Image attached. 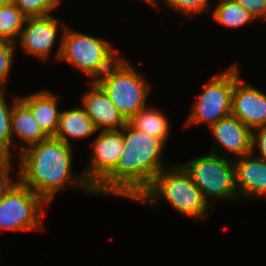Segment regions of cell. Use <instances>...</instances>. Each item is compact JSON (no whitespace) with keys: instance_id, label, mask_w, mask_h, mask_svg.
<instances>
[{"instance_id":"8","label":"cell","mask_w":266,"mask_h":266,"mask_svg":"<svg viewBox=\"0 0 266 266\" xmlns=\"http://www.w3.org/2000/svg\"><path fill=\"white\" fill-rule=\"evenodd\" d=\"M239 77L236 64L223 73L213 75L199 94L187 125L205 122L210 127L231 114L232 93Z\"/></svg>"},{"instance_id":"19","label":"cell","mask_w":266,"mask_h":266,"mask_svg":"<svg viewBox=\"0 0 266 266\" xmlns=\"http://www.w3.org/2000/svg\"><path fill=\"white\" fill-rule=\"evenodd\" d=\"M26 17L10 1L0 9V40L16 44L17 37H20Z\"/></svg>"},{"instance_id":"14","label":"cell","mask_w":266,"mask_h":266,"mask_svg":"<svg viewBox=\"0 0 266 266\" xmlns=\"http://www.w3.org/2000/svg\"><path fill=\"white\" fill-rule=\"evenodd\" d=\"M234 159L235 186L239 199L241 192L256 199L266 196V161L251 154Z\"/></svg>"},{"instance_id":"26","label":"cell","mask_w":266,"mask_h":266,"mask_svg":"<svg viewBox=\"0 0 266 266\" xmlns=\"http://www.w3.org/2000/svg\"><path fill=\"white\" fill-rule=\"evenodd\" d=\"M255 19L266 17V0H235Z\"/></svg>"},{"instance_id":"7","label":"cell","mask_w":266,"mask_h":266,"mask_svg":"<svg viewBox=\"0 0 266 266\" xmlns=\"http://www.w3.org/2000/svg\"><path fill=\"white\" fill-rule=\"evenodd\" d=\"M44 204L47 203L38 194L17 180L0 198V229H42L44 226L41 215Z\"/></svg>"},{"instance_id":"15","label":"cell","mask_w":266,"mask_h":266,"mask_svg":"<svg viewBox=\"0 0 266 266\" xmlns=\"http://www.w3.org/2000/svg\"><path fill=\"white\" fill-rule=\"evenodd\" d=\"M32 112L42 131L48 137H55L61 111L57 107L58 97L49 91H39L19 98Z\"/></svg>"},{"instance_id":"6","label":"cell","mask_w":266,"mask_h":266,"mask_svg":"<svg viewBox=\"0 0 266 266\" xmlns=\"http://www.w3.org/2000/svg\"><path fill=\"white\" fill-rule=\"evenodd\" d=\"M182 166L190 174L193 183L201 190L207 202L208 198L239 200L235 186L234 163L226 156L219 157L215 148L210 154L194 158Z\"/></svg>"},{"instance_id":"4","label":"cell","mask_w":266,"mask_h":266,"mask_svg":"<svg viewBox=\"0 0 266 266\" xmlns=\"http://www.w3.org/2000/svg\"><path fill=\"white\" fill-rule=\"evenodd\" d=\"M63 32L56 58L81 69L89 78H94L93 82L120 59L115 57L112 45L105 39L81 34L68 27H63Z\"/></svg>"},{"instance_id":"3","label":"cell","mask_w":266,"mask_h":266,"mask_svg":"<svg viewBox=\"0 0 266 266\" xmlns=\"http://www.w3.org/2000/svg\"><path fill=\"white\" fill-rule=\"evenodd\" d=\"M161 198L177 212L189 217L204 219L208 211V202L182 165H170V170L164 168L160 171L137 200L151 205Z\"/></svg>"},{"instance_id":"10","label":"cell","mask_w":266,"mask_h":266,"mask_svg":"<svg viewBox=\"0 0 266 266\" xmlns=\"http://www.w3.org/2000/svg\"><path fill=\"white\" fill-rule=\"evenodd\" d=\"M20 37L21 48L42 60L49 57L57 39L59 21L52 15L43 17H29L25 20Z\"/></svg>"},{"instance_id":"22","label":"cell","mask_w":266,"mask_h":266,"mask_svg":"<svg viewBox=\"0 0 266 266\" xmlns=\"http://www.w3.org/2000/svg\"><path fill=\"white\" fill-rule=\"evenodd\" d=\"M26 17H43L60 4L61 0H11Z\"/></svg>"},{"instance_id":"21","label":"cell","mask_w":266,"mask_h":266,"mask_svg":"<svg viewBox=\"0 0 266 266\" xmlns=\"http://www.w3.org/2000/svg\"><path fill=\"white\" fill-rule=\"evenodd\" d=\"M5 89L0 88V153L11 155V114L12 106H9L6 102L5 96H3Z\"/></svg>"},{"instance_id":"1","label":"cell","mask_w":266,"mask_h":266,"mask_svg":"<svg viewBox=\"0 0 266 266\" xmlns=\"http://www.w3.org/2000/svg\"><path fill=\"white\" fill-rule=\"evenodd\" d=\"M122 131H125L122 155L115 168L93 189V193L137 200L164 169L162 152L166 144L154 136L136 130L128 122Z\"/></svg>"},{"instance_id":"18","label":"cell","mask_w":266,"mask_h":266,"mask_svg":"<svg viewBox=\"0 0 266 266\" xmlns=\"http://www.w3.org/2000/svg\"><path fill=\"white\" fill-rule=\"evenodd\" d=\"M128 123L136 130L154 136L166 144V140L168 139L167 136L170 133V131H168L169 122L162 112L145 107L138 111Z\"/></svg>"},{"instance_id":"9","label":"cell","mask_w":266,"mask_h":266,"mask_svg":"<svg viewBox=\"0 0 266 266\" xmlns=\"http://www.w3.org/2000/svg\"><path fill=\"white\" fill-rule=\"evenodd\" d=\"M93 153L90 166L82 174L93 190L116 166L123 150V132L120 130H102L93 140Z\"/></svg>"},{"instance_id":"20","label":"cell","mask_w":266,"mask_h":266,"mask_svg":"<svg viewBox=\"0 0 266 266\" xmlns=\"http://www.w3.org/2000/svg\"><path fill=\"white\" fill-rule=\"evenodd\" d=\"M214 19L227 27L238 28L255 18L235 0H221L213 12Z\"/></svg>"},{"instance_id":"23","label":"cell","mask_w":266,"mask_h":266,"mask_svg":"<svg viewBox=\"0 0 266 266\" xmlns=\"http://www.w3.org/2000/svg\"><path fill=\"white\" fill-rule=\"evenodd\" d=\"M156 1L158 0H151L150 4L158 8L159 4ZM163 1L167 5L169 4L171 8H173L174 10L183 12L186 15L190 14L189 16L191 17L209 9L208 0H163Z\"/></svg>"},{"instance_id":"28","label":"cell","mask_w":266,"mask_h":266,"mask_svg":"<svg viewBox=\"0 0 266 266\" xmlns=\"http://www.w3.org/2000/svg\"><path fill=\"white\" fill-rule=\"evenodd\" d=\"M11 0H0V9L3 8L7 3H9Z\"/></svg>"},{"instance_id":"25","label":"cell","mask_w":266,"mask_h":266,"mask_svg":"<svg viewBox=\"0 0 266 266\" xmlns=\"http://www.w3.org/2000/svg\"><path fill=\"white\" fill-rule=\"evenodd\" d=\"M11 159L12 156L0 153V198L14 184L10 177Z\"/></svg>"},{"instance_id":"12","label":"cell","mask_w":266,"mask_h":266,"mask_svg":"<svg viewBox=\"0 0 266 266\" xmlns=\"http://www.w3.org/2000/svg\"><path fill=\"white\" fill-rule=\"evenodd\" d=\"M91 88L82 97V105L87 115L93 121L96 129L120 130L127 121L111 102L105 91L96 83L91 82Z\"/></svg>"},{"instance_id":"11","label":"cell","mask_w":266,"mask_h":266,"mask_svg":"<svg viewBox=\"0 0 266 266\" xmlns=\"http://www.w3.org/2000/svg\"><path fill=\"white\" fill-rule=\"evenodd\" d=\"M231 114L252 131L266 125V94L251 85L236 80L232 93Z\"/></svg>"},{"instance_id":"5","label":"cell","mask_w":266,"mask_h":266,"mask_svg":"<svg viewBox=\"0 0 266 266\" xmlns=\"http://www.w3.org/2000/svg\"><path fill=\"white\" fill-rule=\"evenodd\" d=\"M96 83L127 122L147 105L150 86L127 60L120 58Z\"/></svg>"},{"instance_id":"16","label":"cell","mask_w":266,"mask_h":266,"mask_svg":"<svg viewBox=\"0 0 266 266\" xmlns=\"http://www.w3.org/2000/svg\"><path fill=\"white\" fill-rule=\"evenodd\" d=\"M11 114V135L12 143L13 135H17L22 141L27 143V146H18L20 152L34 144L48 139L49 137L42 131L41 127L34 119L31 110L17 97L13 100Z\"/></svg>"},{"instance_id":"13","label":"cell","mask_w":266,"mask_h":266,"mask_svg":"<svg viewBox=\"0 0 266 266\" xmlns=\"http://www.w3.org/2000/svg\"><path fill=\"white\" fill-rule=\"evenodd\" d=\"M216 143L236 158L252 154V130L237 117L229 114L210 126Z\"/></svg>"},{"instance_id":"24","label":"cell","mask_w":266,"mask_h":266,"mask_svg":"<svg viewBox=\"0 0 266 266\" xmlns=\"http://www.w3.org/2000/svg\"><path fill=\"white\" fill-rule=\"evenodd\" d=\"M16 44L0 40V88H5Z\"/></svg>"},{"instance_id":"17","label":"cell","mask_w":266,"mask_h":266,"mask_svg":"<svg viewBox=\"0 0 266 266\" xmlns=\"http://www.w3.org/2000/svg\"><path fill=\"white\" fill-rule=\"evenodd\" d=\"M97 131L85 109L76 108L68 111L65 110L64 112L61 111L58 130L54 138L71 145L68 137L77 139L85 138Z\"/></svg>"},{"instance_id":"2","label":"cell","mask_w":266,"mask_h":266,"mask_svg":"<svg viewBox=\"0 0 266 266\" xmlns=\"http://www.w3.org/2000/svg\"><path fill=\"white\" fill-rule=\"evenodd\" d=\"M72 149L71 145L54 137L25 148L19 154V181L38 194L47 205L68 184L93 193L82 175L70 178L73 177Z\"/></svg>"},{"instance_id":"27","label":"cell","mask_w":266,"mask_h":266,"mask_svg":"<svg viewBox=\"0 0 266 266\" xmlns=\"http://www.w3.org/2000/svg\"><path fill=\"white\" fill-rule=\"evenodd\" d=\"M257 131H252V153L255 148L258 147L260 149L261 158L257 156V158L266 161V125L255 128Z\"/></svg>"}]
</instances>
